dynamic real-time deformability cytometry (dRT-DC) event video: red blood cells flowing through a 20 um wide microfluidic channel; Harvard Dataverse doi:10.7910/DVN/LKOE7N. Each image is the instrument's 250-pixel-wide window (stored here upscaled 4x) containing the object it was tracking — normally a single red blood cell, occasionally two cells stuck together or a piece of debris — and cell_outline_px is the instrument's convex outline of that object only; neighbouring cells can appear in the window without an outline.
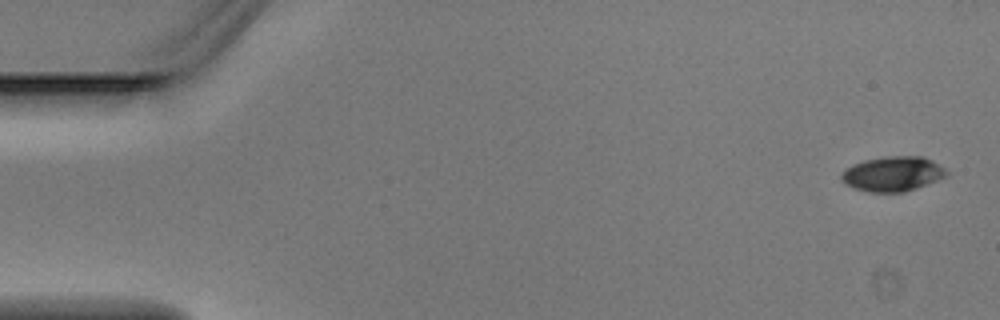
{"species": "Egyptian fruit bat (a non-hibernating species)", "species_latin": "Rousettus aegyptiacus", "temperature_condition": "warm", "stored_images_in_passage": 5, "camera_frame_rate_fps": 3000, "um_per_image_px": 0.085, "animal": {"sex": "male"}, "frame": {"image": 1, "passage_image": 1, "time_ms": 0.0, "image_size_px": [1000, 320], "cell_outline_px": [[948, 176], [916, 188], [904, 192], [868, 192], [844, 184], [840, 180], [840, 176], [852, 164], [864, 160], [888, 156], [924, 156], [932, 160], [944, 168], [948, 172]], "centroid_in_image_um": [75.89, 14.78], "position_along_channel_um": 9.1, "area_um2": 21.33}}
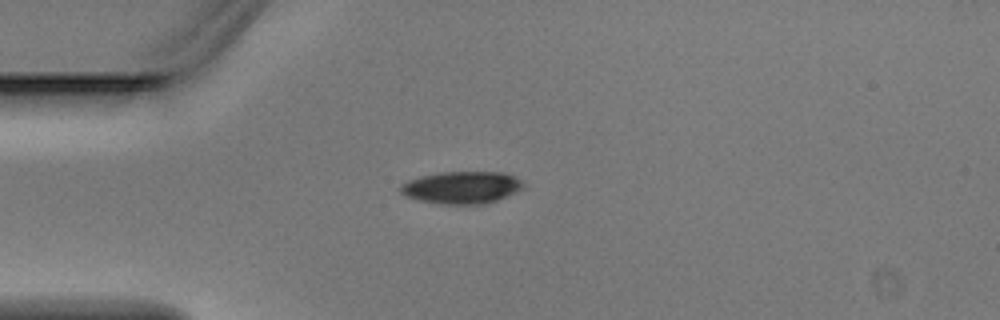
{"frame": {"image": 2, "passage_image": 4, "time_ms": 1.0, "image_size_px": [1000, 320], "cell_outline_px": [[524, 188], [516, 192], [496, 200], [484, 204], [444, 204], [420, 200], [404, 196], [400, 192], [400, 184], [408, 180], [420, 176], [440, 172], [504, 172], [520, 180], [524, 184]], "centroid_in_image_um": [39.22, 15.93], "position_along_channel_um": 45.8, "area_um2": 23.06}}